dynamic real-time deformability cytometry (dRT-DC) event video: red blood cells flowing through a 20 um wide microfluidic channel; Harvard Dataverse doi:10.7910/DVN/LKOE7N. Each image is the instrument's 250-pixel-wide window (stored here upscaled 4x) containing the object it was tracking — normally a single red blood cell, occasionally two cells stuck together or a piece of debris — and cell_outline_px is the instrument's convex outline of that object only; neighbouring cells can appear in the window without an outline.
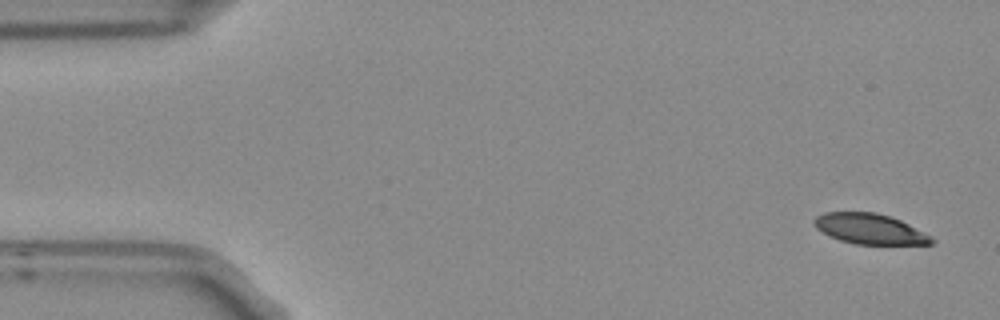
{"species": "Egyptian fruit bat (a non-hibernating species)", "species_latin": "Rousettus aegyptiacus", "temperature_condition": "room temperature", "stored_images_in_passage": 4, "camera_frame_rate_fps": 3000, "um_per_image_px": 0.085, "frame": {"image": 1, "passage_image": 1, "time_ms": 0.0, "image_size_px": [1000, 320], "cell_outline_px": [[936, 240], [932, 244], [856, 244], [840, 240], [816, 228], [812, 220], [816, 216], [824, 212], [876, 212], [900, 220], [932, 236]], "centroid_in_image_um": [73.94, 19.45], "position_along_channel_um": 11.1, "area_um2": 20.63}}
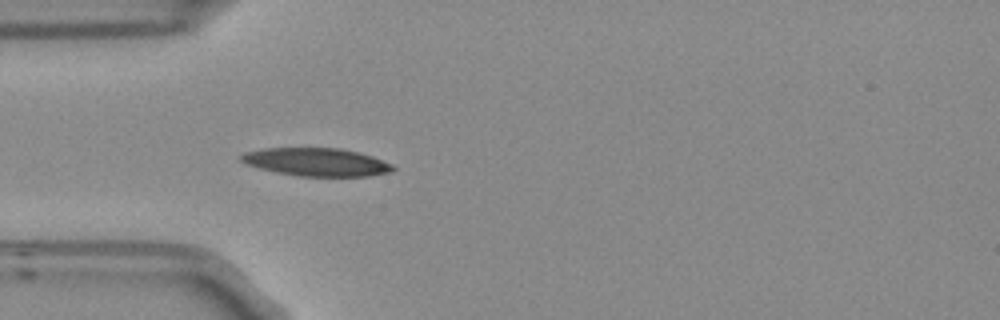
{"frame": {"image": 2, "passage_image": 4, "time_ms": 1.0, "image_size_px": [1000, 320], "cell_outline_px": [[396, 168], [392, 172], [368, 176], [300, 176], [276, 172], [260, 168], [248, 164], [240, 160], [240, 156], [244, 152], [264, 148], [340, 148], [360, 152], [372, 156], [392, 164]], "centroid_in_image_um": [26.93, 13.77], "position_along_channel_um": 58.1, "area_um2": 24.8}}